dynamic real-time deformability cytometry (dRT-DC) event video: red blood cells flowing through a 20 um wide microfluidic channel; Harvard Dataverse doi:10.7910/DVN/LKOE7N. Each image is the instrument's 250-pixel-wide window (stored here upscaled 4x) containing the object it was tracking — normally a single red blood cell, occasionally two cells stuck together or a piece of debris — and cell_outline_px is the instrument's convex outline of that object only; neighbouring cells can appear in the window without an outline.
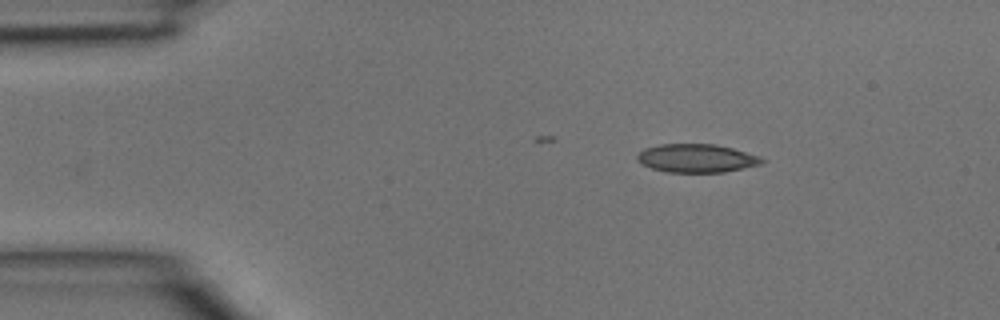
{"species": "common noctule bat (a hibernating species)", "species_latin": "Nyctalus noctula", "temperature_condition": "room temperature", "stored_images_in_passage": 3, "camera_frame_rate_fps": 3000, "um_per_image_px": 0.085, "animal": {"sex": "male", "body_mass_g": 15.6}, "frame": {"image": 1, "passage_image": 1, "time_ms": 0.0, "image_size_px": [1000, 320], "cell_outline_px": [[764, 160], [760, 164], [744, 168], [724, 172], [664, 172], [640, 164], [636, 160], [636, 156], [644, 148], [660, 144], [716, 144], [732, 148], [760, 156]], "centroid_in_image_um": [59.17, 13.45], "position_along_channel_um": 25.8, "area_um2": 20.69}}
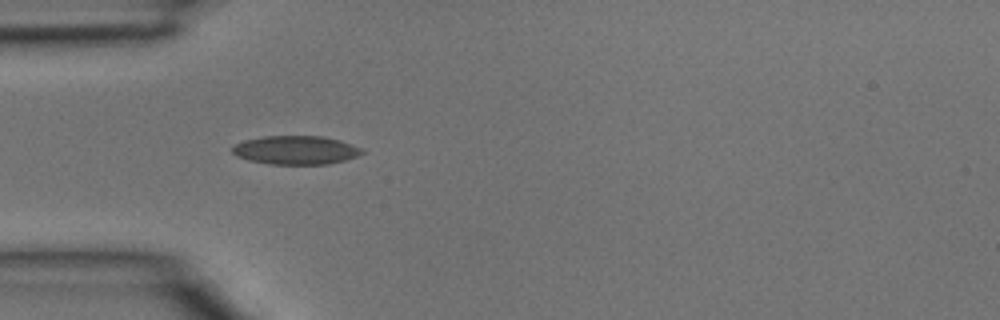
{"frame": {"image": 2, "passage_image": 2, "time_ms": 0.333, "image_size_px": [1000, 320], "cell_outline_px": [[364, 152], [356, 156], [344, 160], [328, 164], [268, 164], [248, 160], [236, 156], [232, 152], [232, 148], [236, 144], [244, 140], [264, 136], [324, 136], [340, 140], [360, 148]], "centroid_in_image_um": [25.11, 12.76], "position_along_channel_um": 59.9, "area_um2": 21.56}}